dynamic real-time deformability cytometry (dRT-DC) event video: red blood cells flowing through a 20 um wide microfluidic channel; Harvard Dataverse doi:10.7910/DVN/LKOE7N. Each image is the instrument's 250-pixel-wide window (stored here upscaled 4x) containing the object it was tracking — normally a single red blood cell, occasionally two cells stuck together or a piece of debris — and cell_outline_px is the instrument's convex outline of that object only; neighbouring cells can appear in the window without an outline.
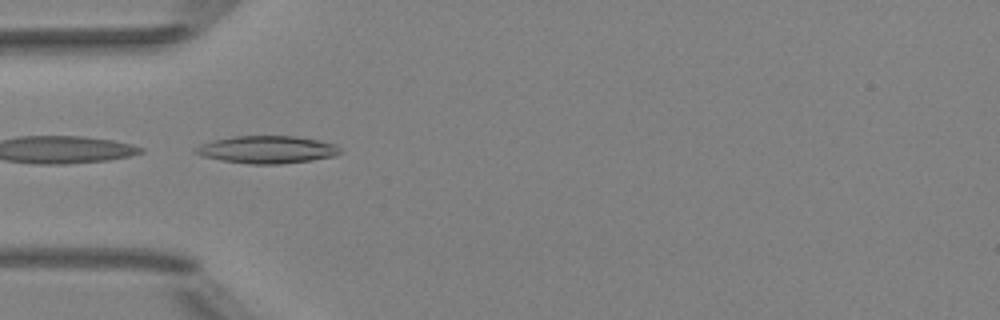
{"species": "Egyptian fruit bat (a non-hibernating species)", "species_latin": "Rousettus aegyptiacus", "temperature_condition": "room temperature", "stored_images_in_passage": 22, "camera_frame_rate_fps": 3000, "um_per_image_px": 0.085, "animal": {"sex": "female"}, "frame": {"image": 1, "passage_image": 1, "time_ms": 0.0, "image_size_px": [1000, 320], "cell_outline_px": [[344, 152], [336, 156], [312, 160], [280, 164], [248, 164], [224, 160], [204, 156], [192, 152], [192, 148], [200, 144], [212, 140], [232, 136], [292, 136], [316, 140], [336, 144]], "centroid_in_image_um": [22.7, 12.71], "position_along_channel_um": 62.3, "area_um2": 23.29}}